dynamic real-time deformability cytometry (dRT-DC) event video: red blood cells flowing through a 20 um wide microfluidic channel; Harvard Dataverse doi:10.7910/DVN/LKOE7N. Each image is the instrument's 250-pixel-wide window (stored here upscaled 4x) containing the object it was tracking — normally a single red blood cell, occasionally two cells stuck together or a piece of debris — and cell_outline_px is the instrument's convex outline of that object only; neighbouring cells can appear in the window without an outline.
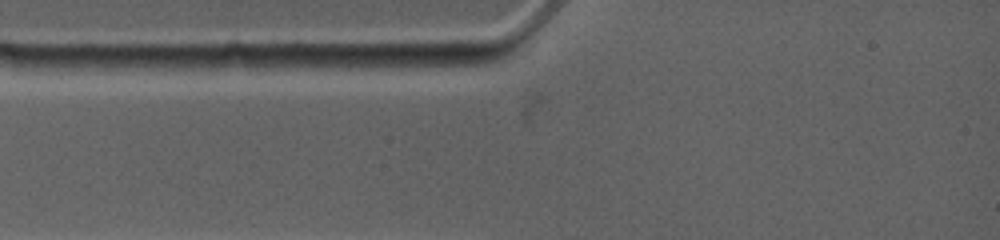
{"species": "common noctule bat (a hibernating species)", "species_latin": "Nyctalus noctula", "temperature_condition": "warm", "stored_images_in_passage": 5, "camera_frame_rate_fps": 4500, "um_per_image_px": 0.085, "animal": {"sex": "female", "body_mass_g": 19.0, "forearm_length_mm": 53.3}, "frame": {"image": 1, "passage_image": 1, "time_ms": 0.0, "image_size_px": [1000, 240], "cell_outline_px": [[464, 64], [452, 72], [392, 72], [368, 64], [368, 56], [456, 52]], "centroid_in_image_um": [35.52, 5.31], "position_along_channel_um": 49.5, "area_um2": 11.21}}